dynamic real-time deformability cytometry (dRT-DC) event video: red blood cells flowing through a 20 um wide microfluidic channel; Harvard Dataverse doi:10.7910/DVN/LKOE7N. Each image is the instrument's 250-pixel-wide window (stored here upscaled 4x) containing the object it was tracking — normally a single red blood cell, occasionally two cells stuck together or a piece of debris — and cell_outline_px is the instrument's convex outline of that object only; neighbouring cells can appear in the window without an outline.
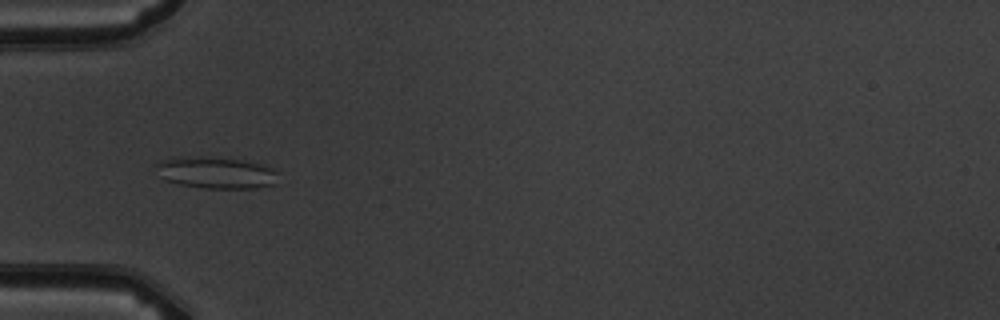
{"species": "common noctule bat (a hibernating species)", "species_latin": "Nyctalus noctula", "temperature_condition": "warm", "stored_images_in_passage": 4, "camera_frame_rate_fps": 3000, "um_per_image_px": 0.085, "animal": {"sex": "male", "body_mass_g": 19.5, "forearm_length_mm": 54.6}, "frame": {"image": 1, "passage_image": 3, "time_ms": 3.333, "image_size_px": [1000, 320], "cell_outline_px": [[276, 184], [252, 188], [204, 188], [180, 184], [164, 180], [160, 176], [152, 164], [156, 160], [172, 156], [204, 156], [244, 160], [268, 164], [276, 172]], "centroid_in_image_um": [18.28, 14.64], "position_along_channel_um": 66.7, "area_um2": 23.24}}
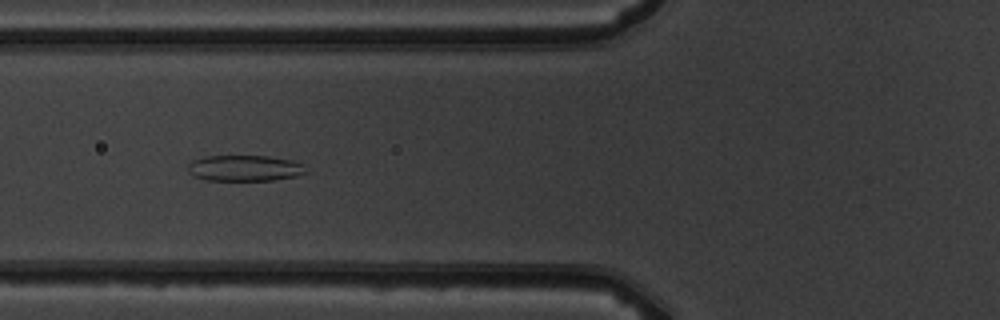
{"frame": {"image": 2, "passage_image": 4, "time_ms": 4.333, "image_size_px": [1000, 320], "cell_outline_px": [[308, 172], [296, 176], [272, 180], [208, 180], [196, 176], [188, 172], [188, 164], [192, 160], [204, 156], [268, 156], [292, 160], [304, 164]], "centroid_in_image_um": [20.82, 14.28], "position_along_channel_um": 105.0, "area_um2": 17.86}}